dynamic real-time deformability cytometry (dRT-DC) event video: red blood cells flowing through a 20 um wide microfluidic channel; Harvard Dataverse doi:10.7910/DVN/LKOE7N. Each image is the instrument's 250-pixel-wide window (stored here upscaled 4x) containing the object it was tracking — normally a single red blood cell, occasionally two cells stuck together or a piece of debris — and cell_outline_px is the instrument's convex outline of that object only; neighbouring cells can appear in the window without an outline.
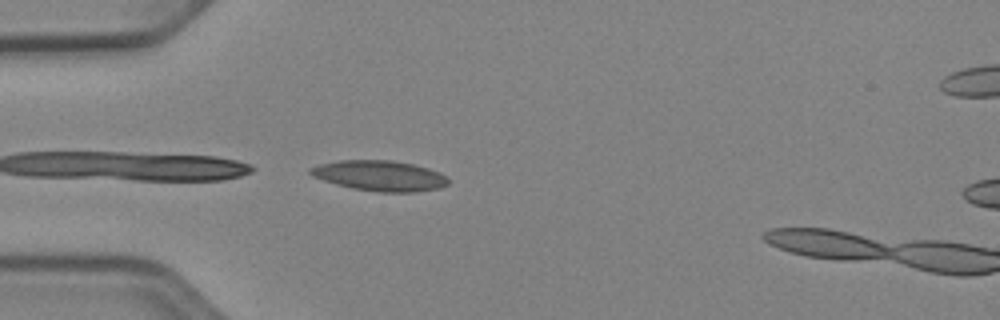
{"species": "Egyptian fruit bat (a non-hibernating species)", "species_latin": "Rousettus aegyptiacus", "temperature_condition": "cold", "stored_images_in_passage": 6, "camera_frame_rate_fps": 3000, "um_per_image_px": 0.085, "animal": {"sex": "female"}, "frame": {"image": 1, "passage_image": 6, "time_ms": 1.667, "image_size_px": [1000, 320], "cell_outline_px": [[448, 184], [440, 188], [416, 192], [380, 192], [352, 188], [336, 184], [312, 176], [308, 172], [308, 168], [320, 164], [340, 160], [392, 160], [412, 164], [428, 168], [440, 172], [448, 176]], "centroid_in_image_um": [32.3, 14.93], "position_along_channel_um": 52.7, "area_um2": 24.51}}